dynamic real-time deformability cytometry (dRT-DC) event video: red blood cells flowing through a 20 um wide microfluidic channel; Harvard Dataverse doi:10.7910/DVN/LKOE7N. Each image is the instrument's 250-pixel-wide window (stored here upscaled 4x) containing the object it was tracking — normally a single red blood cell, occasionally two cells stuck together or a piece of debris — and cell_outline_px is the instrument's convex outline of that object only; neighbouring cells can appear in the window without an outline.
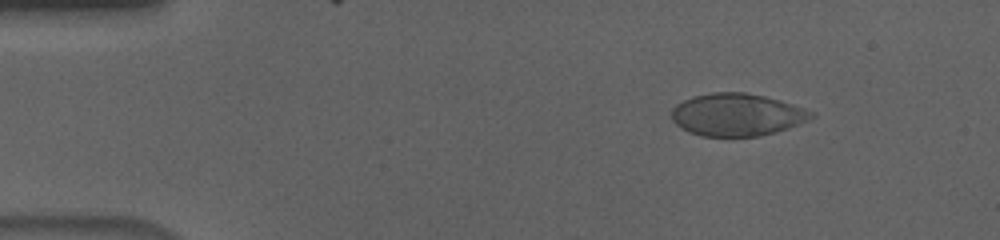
{"species": "human", "species_latin": "Homo sapiens", "temperature_condition": "cold", "stored_images_in_passage": 53, "camera_frame_rate_fps": 3000, "um_per_image_px": 0.085, "donor": {"sex": "male"}, "frame": {"image": 1, "passage_image": 5, "time_ms": 1.333, "image_size_px": [1000, 240], "cell_outline_px": [[816, 116], [808, 120], [788, 128], [776, 132], [760, 136], [700, 136], [688, 132], [680, 128], [672, 120], [672, 108], [676, 104], [692, 96], [712, 92], [744, 92], [764, 96], [780, 100], [816, 112]], "centroid_in_image_um": [62.64, 9.75], "position_along_channel_um": 22.4, "area_um2": 34.8}}
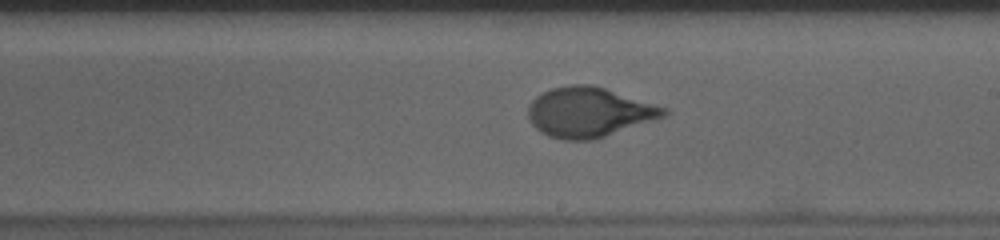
{"frame": {"image": 2, "passage_image": 30, "time_ms": 9.667, "image_size_px": [1000, 240], "cell_outline_px": [[668, 116], [592, 140], [564, 140], [548, 136], [540, 132], [532, 124], [528, 116], [528, 104], [540, 92], [552, 88], [572, 84], [592, 84], [668, 108]], "centroid_in_image_um": [50.06, 9.53], "position_along_channel_um": 238.9, "area_um2": 39.59}}
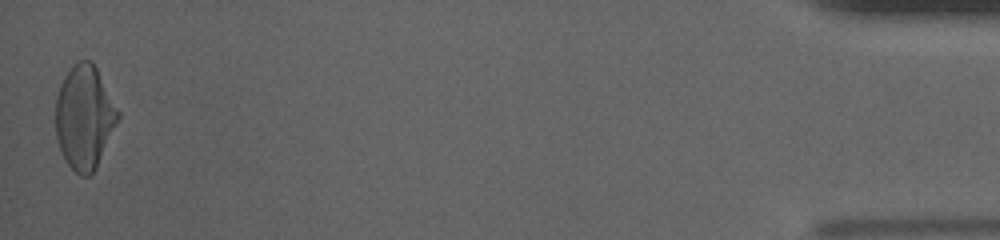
{"frame": {"image": 3, "passage_image": 53, "time_ms": 17.333, "image_size_px": [1000, 240], "cell_outline_px": [[120, 116], [96, 168], [92, 176], [80, 176], [68, 164], [60, 148], [56, 136], [56, 96], [60, 84], [64, 76], [72, 64], [80, 60], [92, 60], [120, 112]], "centroid_in_image_um": [7.17, 9.95], "position_along_channel_um": 428.0, "area_um2": 37.57}, "authors_computed_cell_mechanics": {"area_um2": 37.57, "velocity_mm_per_s": 3.6427, "shape_relaxation_time_tau1_ms": 4.9483, "shape_relaxation_time_tau2_ms": null, "deformation_change_tau1": 0.2008, "deformation_change_tau2": null}}